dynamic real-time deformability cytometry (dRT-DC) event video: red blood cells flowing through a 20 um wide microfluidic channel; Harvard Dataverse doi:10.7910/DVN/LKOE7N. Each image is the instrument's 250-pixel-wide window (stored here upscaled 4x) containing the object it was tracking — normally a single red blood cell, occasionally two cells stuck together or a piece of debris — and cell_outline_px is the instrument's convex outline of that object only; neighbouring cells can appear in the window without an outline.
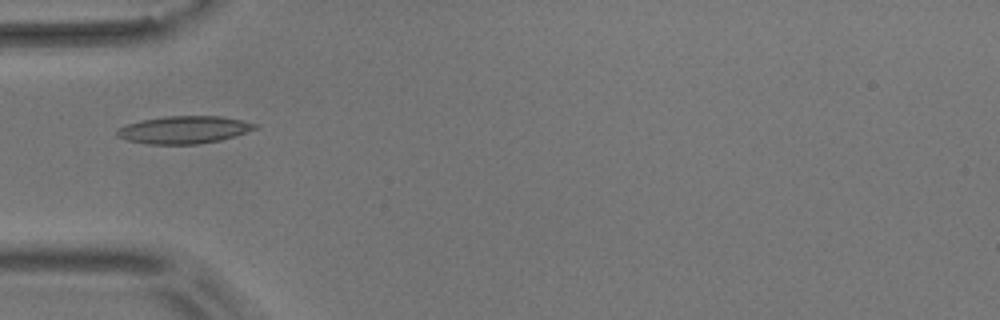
{"species": "common noctule bat (a hibernating species)", "species_latin": "Nyctalus noctula", "temperature_condition": "room temperature", "stored_images_in_passage": 6, "camera_frame_rate_fps": 3000, "um_per_image_px": 0.085, "animal": {"sex": "male", "body_mass_g": 17.9}, "frame": {"image": 1, "passage_image": 5, "time_ms": 4.667, "image_size_px": [1000, 320], "cell_outline_px": [[260, 128], [236, 136], [220, 140], [196, 144], [148, 144], [128, 140], [116, 136], [116, 128], [140, 120], [164, 116], [220, 116], [260, 124]], "centroid_in_image_um": [15.67, 11.03], "position_along_channel_um": 69.3, "area_um2": 22.31}}
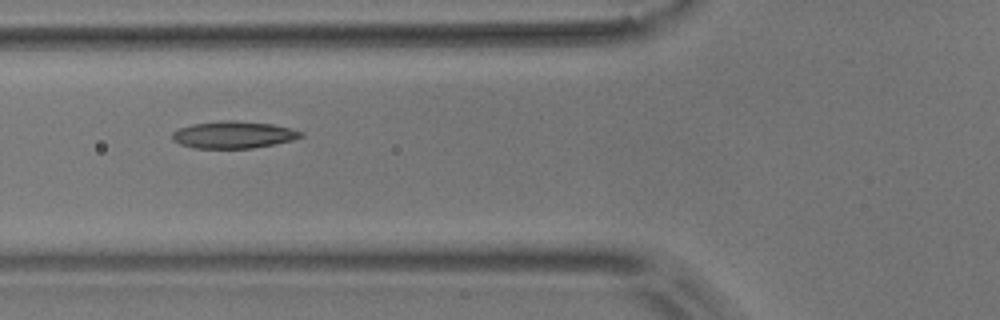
{"frame": {"image": 2, "passage_image": 6, "time_ms": 5.667, "image_size_px": [1000, 320], "cell_outline_px": [[304, 136], [292, 140], [276, 144], [252, 148], [196, 148], [180, 144], [172, 140], [172, 132], [180, 128], [192, 124], [224, 120], [232, 120], [272, 124], [292, 128], [304, 132]], "centroid_in_image_um": [19.87, 11.45], "position_along_channel_um": 105.9, "area_um2": 20.35}}